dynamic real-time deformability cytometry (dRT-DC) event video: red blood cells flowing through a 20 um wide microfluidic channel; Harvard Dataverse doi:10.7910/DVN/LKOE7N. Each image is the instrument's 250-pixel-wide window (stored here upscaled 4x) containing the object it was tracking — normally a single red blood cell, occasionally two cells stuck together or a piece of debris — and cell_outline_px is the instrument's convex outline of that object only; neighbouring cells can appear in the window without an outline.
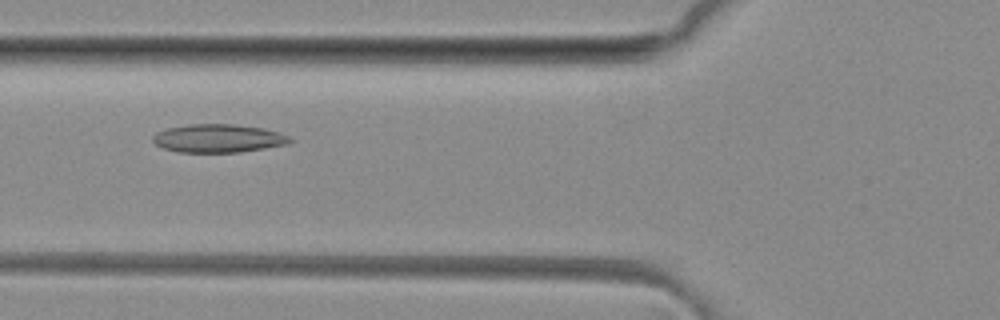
{"species": "common noctule bat (a hibernating species)", "species_latin": "Nyctalus noctula", "temperature_condition": "room temperature", "stored_images_in_passage": 34, "camera_frame_rate_fps": 3000, "um_per_image_px": 0.085, "animal": {"sex": "female", "body_mass_g": 29.2, "forearm_length_mm": 56.3}, "frame": {"image": 1, "passage_image": 7, "time_ms": 2.0, "image_size_px": [1000, 320], "cell_outline_px": [[296, 140], [288, 144], [240, 152], [176, 152], [164, 148], [156, 144], [152, 140], [152, 136], [156, 132], [164, 128], [188, 124], [232, 124], [264, 128], [280, 132]], "centroid_in_image_um": [18.55, 11.75], "position_along_channel_um": 107.2, "area_um2": 22.83}}
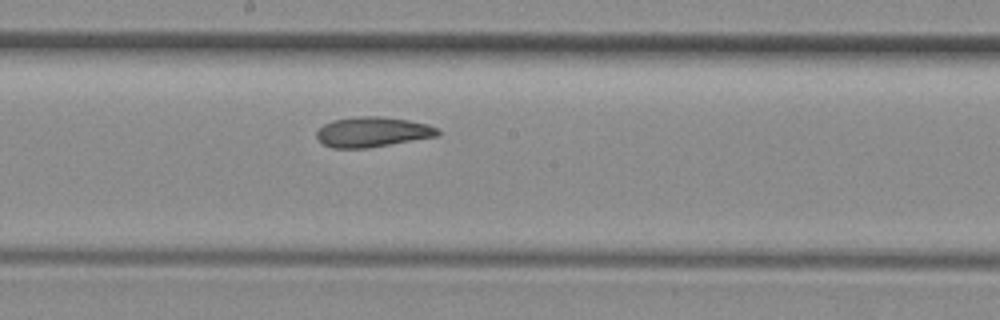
{"frame": {"image": 2, "passage_image": 15, "time_ms": 4.667, "image_size_px": [1000, 320], "cell_outline_px": [[440, 136], [368, 148], [332, 148], [316, 140], [316, 132], [324, 124], [332, 120], [360, 116], [384, 116], [408, 120], [428, 124], [440, 128]], "centroid_in_image_um": [31.69, 11.22], "position_along_channel_um": 216.5, "area_um2": 21.56}}
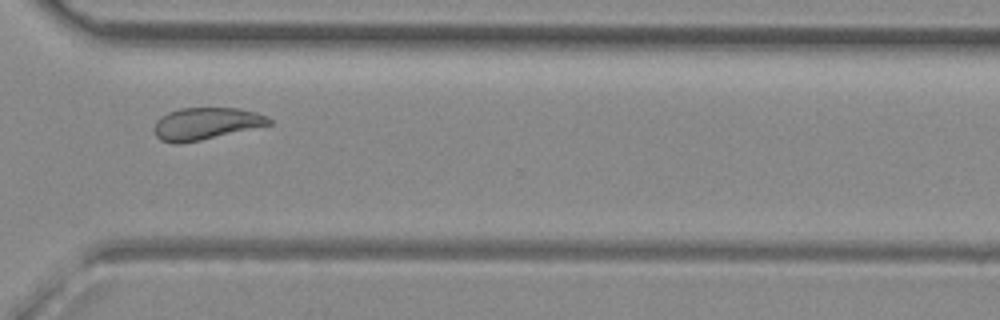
{"frame": {"image": 3, "passage_image": 25, "time_ms": 8.0, "image_size_px": [1000, 320], "cell_outline_px": [[272, 124], [200, 140], [180, 144], [176, 144], [160, 140], [156, 136], [156, 120], [160, 116], [168, 112], [180, 108], [236, 108], [256, 112], [268, 116], [272, 120]], "centroid_in_image_um": [17.51, 10.5], "position_along_channel_um": 353.1, "area_um2": 21.33}, "authors_computed_cell_mechanics": {"area_um2": 22.0218, "velocity_mm_per_s": 4.0953, "shape_relaxation_time_tau1_ms": null, "shape_relaxation_time_tau2_ms": 3.5129, "deformation_change_tau1": null, "deformation_change_tau2": 0.1003}}